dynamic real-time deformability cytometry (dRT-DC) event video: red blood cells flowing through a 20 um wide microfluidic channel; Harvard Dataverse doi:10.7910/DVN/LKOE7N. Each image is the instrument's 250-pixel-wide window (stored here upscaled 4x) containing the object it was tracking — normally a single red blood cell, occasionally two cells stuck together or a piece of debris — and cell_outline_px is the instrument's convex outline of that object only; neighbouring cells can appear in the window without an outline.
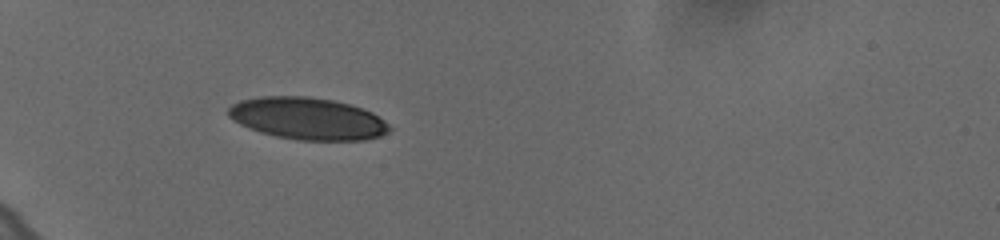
{"species": "human", "species_latin": "Homo sapiens", "temperature_condition": "cold", "stored_images_in_passage": 39, "camera_frame_rate_fps": 3000, "um_per_image_px": 0.085, "donor": {"sex": "female"}, "frame": {"image": 1, "passage_image": 1, "time_ms": 0.0, "image_size_px": [1000, 240], "cell_outline_px": [[392, 128], [388, 132], [380, 136], [364, 140], [300, 140], [276, 136], [260, 132], [240, 124], [228, 116], [228, 108], [232, 104], [240, 100], [260, 96], [308, 96], [332, 100], [348, 104], [372, 112], [384, 120]], "centroid_in_image_um": [26.14, 10.07], "position_along_channel_um": 58.9, "area_um2": 39.36}}
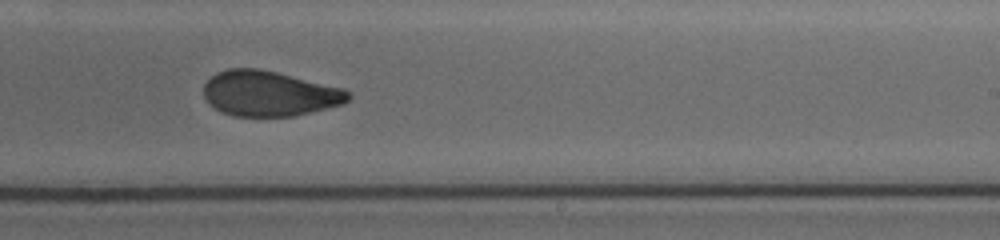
{"frame": {"image": 2, "passage_image": 20, "time_ms": 6.333, "image_size_px": [1000, 240], "cell_outline_px": [[352, 96], [344, 104], [292, 116], [232, 116], [220, 112], [204, 96], [204, 84], [216, 72], [228, 68], [260, 68], [344, 88], [352, 92]], "centroid_in_image_um": [22.92, 7.94], "position_along_channel_um": 266.1, "area_um2": 38.21}}
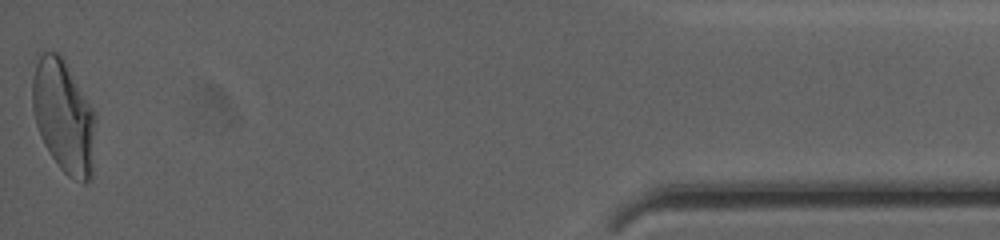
{"frame": {"image": 3, "passage_image": 39, "time_ms": 12.667, "image_size_px": [1000, 240], "cell_outline_px": [[96, 120], [92, 180], [84, 184], [68, 176], [60, 168], [44, 144], [40, 136], [36, 124], [32, 108], [32, 80], [36, 52], [60, 52], [96, 112]], "centroid_in_image_um": [5.42, 9.86], "position_along_channel_um": 429.8, "area_um2": 42.54}, "authors_computed_cell_mechanics": {"area_um2": 39.593, "velocity_mm_per_s": 3.6341, "shape_relaxation_time_tau1_ms": 7.1463, "shape_relaxation_time_tau2_ms": 1.8651, "deformation_change_tau1": 0.189, "deformation_change_tau2": 0.0713}}